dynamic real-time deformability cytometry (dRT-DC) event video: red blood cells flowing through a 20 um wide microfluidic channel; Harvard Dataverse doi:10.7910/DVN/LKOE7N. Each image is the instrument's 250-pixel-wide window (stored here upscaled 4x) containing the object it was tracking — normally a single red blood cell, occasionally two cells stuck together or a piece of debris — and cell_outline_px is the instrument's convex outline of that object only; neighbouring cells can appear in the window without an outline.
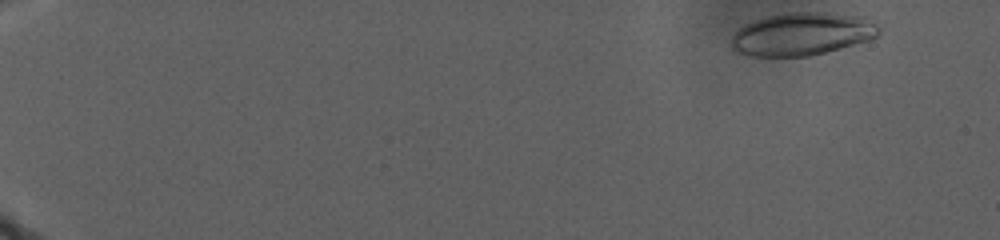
{"species": "human", "species_latin": "Homo sapiens", "temperature_condition": "warm", "stored_images_in_passage": 13, "camera_frame_rate_fps": 3000, "um_per_image_px": 0.085, "donor": {"sex": "male"}, "frame": {"image": 1, "passage_image": 1, "time_ms": 0.0, "image_size_px": [1000, 240], "cell_outline_px": [[880, 32], [876, 36], [868, 40], [840, 48], [808, 56], [752, 56], [736, 52], [732, 48], [732, 40], [736, 32], [744, 24], [768, 16], [788, 12], [824, 12], [864, 16], [880, 28]], "centroid_in_image_um": [68.18, 2.88], "position_along_channel_um": 16.8, "area_um2": 36.59}}
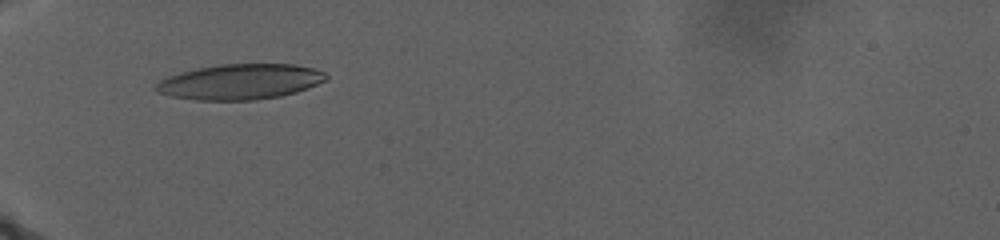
{"frame": {"image": 2, "passage_image": 11, "time_ms": 11.333, "image_size_px": [1000, 240], "cell_outline_px": [[328, 76], [324, 80], [316, 84], [296, 92], [280, 96], [252, 100], [196, 100], [172, 96], [156, 92], [152, 88], [160, 80], [168, 76], [180, 72], [220, 64], [292, 64], [312, 68], [324, 72]], "centroid_in_image_um": [20.36, 6.95], "position_along_channel_um": 64.6, "area_um2": 34.85}}
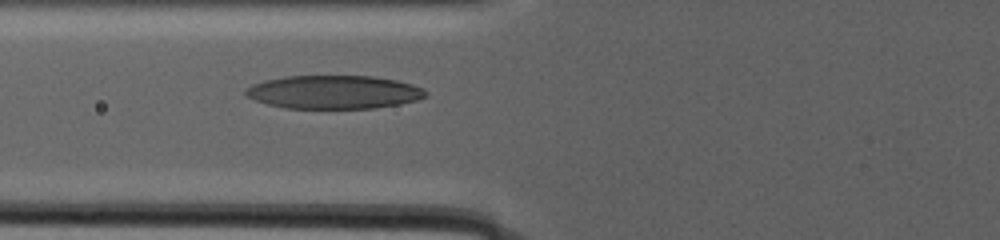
{"frame": {"image": 3, "passage_image": 13, "time_ms": 13.667, "image_size_px": [1000, 240], "cell_outline_px": [[428, 92], [424, 96], [416, 100], [400, 104], [372, 108], [288, 108], [268, 104], [256, 100], [248, 96], [244, 92], [252, 84], [264, 80], [284, 76], [372, 76], [396, 80], [412, 84], [424, 88]], "centroid_in_image_um": [28.39, 7.82], "position_along_channel_um": 97.4, "area_um2": 34.85}}